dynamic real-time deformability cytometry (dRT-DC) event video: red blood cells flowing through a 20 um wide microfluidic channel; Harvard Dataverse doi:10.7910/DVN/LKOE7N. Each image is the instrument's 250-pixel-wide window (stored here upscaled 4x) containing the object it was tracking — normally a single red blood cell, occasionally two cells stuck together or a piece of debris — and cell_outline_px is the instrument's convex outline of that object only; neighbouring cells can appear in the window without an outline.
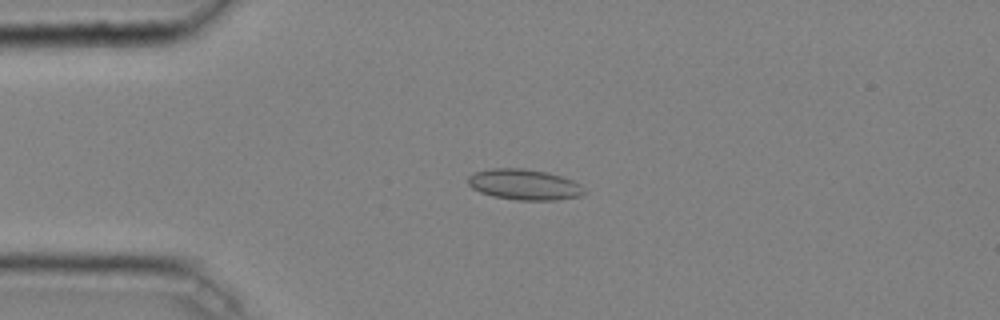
{"species": "common noctule bat (a hibernating species)", "species_latin": "Nyctalus noctula", "temperature_condition": "cold", "stored_images_in_passage": 45, "camera_frame_rate_fps": 3000, "um_per_image_px": 0.085, "animal": {"sex": "male", "body_mass_g": 20.4}, "frame": {"image": 1, "passage_image": 10, "time_ms": 3.0, "image_size_px": [1000, 320], "cell_outline_px": [[588, 192], [580, 196], [556, 200], [516, 200], [492, 196], [480, 192], [472, 188], [468, 184], [468, 176], [476, 172], [488, 168], [524, 168], [548, 172], [572, 180], [580, 184]], "centroid_in_image_um": [44.57, 15.68], "position_along_channel_um": 40.4, "area_um2": 20.98}}
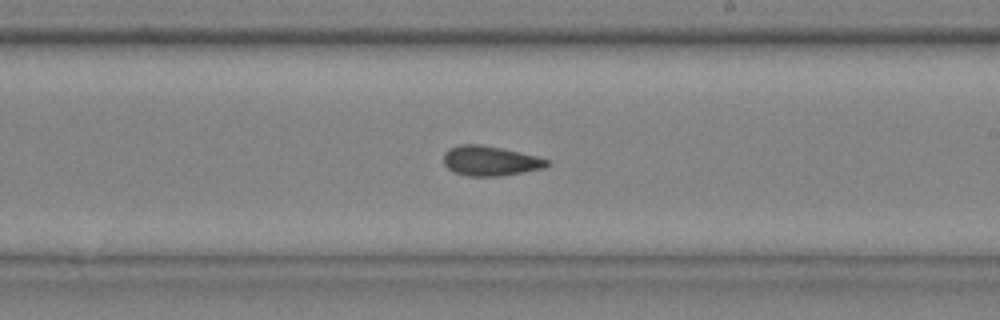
{"frame": {"image": 2, "passage_image": 27, "time_ms": 8.667, "image_size_px": [1000, 320], "cell_outline_px": [[552, 164], [544, 168], [524, 172], [500, 176], [468, 176], [456, 172], [448, 168], [444, 164], [444, 152], [448, 148], [460, 144], [480, 144], [500, 148], [536, 156], [548, 160]], "centroid_in_image_um": [41.67, 13.67], "position_along_channel_um": 247.3, "area_um2": 17.92}}
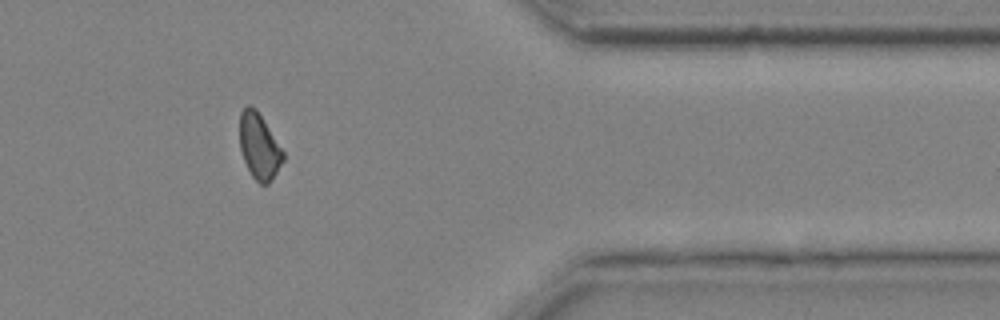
{"frame": {"image": 3, "passage_image": 39, "time_ms": 12.667, "image_size_px": [1000, 320], "cell_outline_px": [[284, 160], [268, 184], [260, 184], [252, 176], [244, 160], [240, 148], [240, 112], [248, 104], [256, 108], [284, 152]], "centroid_in_image_um": [22.02, 12.42], "position_along_channel_um": 389.4, "area_um2": 16.42}, "authors_computed_cell_mechanics": {"area_um2": 18.1492, "velocity_mm_per_s": 4.0629, "shape_relaxation_time_tau1_ms": null, "shape_relaxation_time_tau2_ms": 2.8739, "deformation_change_tau1": null, "deformation_change_tau2": 0.0676}}